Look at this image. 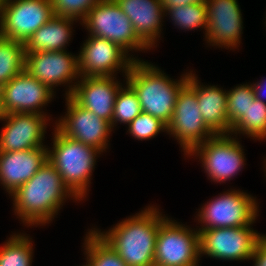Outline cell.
I'll list each match as a JSON object with an SVG mask.
<instances>
[{
    "instance_id": "6da1fadb",
    "label": "cell",
    "mask_w": 266,
    "mask_h": 266,
    "mask_svg": "<svg viewBox=\"0 0 266 266\" xmlns=\"http://www.w3.org/2000/svg\"><path fill=\"white\" fill-rule=\"evenodd\" d=\"M10 196L13 198L15 214L29 226L50 223L67 198L79 200L48 160L29 181L19 186Z\"/></svg>"
},
{
    "instance_id": "7a4b0ae2",
    "label": "cell",
    "mask_w": 266,
    "mask_h": 266,
    "mask_svg": "<svg viewBox=\"0 0 266 266\" xmlns=\"http://www.w3.org/2000/svg\"><path fill=\"white\" fill-rule=\"evenodd\" d=\"M166 218L157 207L148 206L106 232L96 228L94 230L119 254L127 266H154L156 237L160 224Z\"/></svg>"
},
{
    "instance_id": "3957f363",
    "label": "cell",
    "mask_w": 266,
    "mask_h": 266,
    "mask_svg": "<svg viewBox=\"0 0 266 266\" xmlns=\"http://www.w3.org/2000/svg\"><path fill=\"white\" fill-rule=\"evenodd\" d=\"M163 72L146 61L135 60L125 79L137 94L142 112L168 125L173 116L178 93L187 83L189 72L182 74L177 81L171 80Z\"/></svg>"
},
{
    "instance_id": "277c9868",
    "label": "cell",
    "mask_w": 266,
    "mask_h": 266,
    "mask_svg": "<svg viewBox=\"0 0 266 266\" xmlns=\"http://www.w3.org/2000/svg\"><path fill=\"white\" fill-rule=\"evenodd\" d=\"M54 129L52 150L48 148V161L59 172L68 189L81 201L87 195L96 157L101 151Z\"/></svg>"
},
{
    "instance_id": "5b68a950",
    "label": "cell",
    "mask_w": 266,
    "mask_h": 266,
    "mask_svg": "<svg viewBox=\"0 0 266 266\" xmlns=\"http://www.w3.org/2000/svg\"><path fill=\"white\" fill-rule=\"evenodd\" d=\"M81 23L89 35L107 39L127 53L150 49L138 37L130 19L115 0L97 1Z\"/></svg>"
},
{
    "instance_id": "8992f818",
    "label": "cell",
    "mask_w": 266,
    "mask_h": 266,
    "mask_svg": "<svg viewBox=\"0 0 266 266\" xmlns=\"http://www.w3.org/2000/svg\"><path fill=\"white\" fill-rule=\"evenodd\" d=\"M257 204L246 192L228 190L202 206L197 219L203 224L198 230L252 225L259 212Z\"/></svg>"
},
{
    "instance_id": "52a82bcc",
    "label": "cell",
    "mask_w": 266,
    "mask_h": 266,
    "mask_svg": "<svg viewBox=\"0 0 266 266\" xmlns=\"http://www.w3.org/2000/svg\"><path fill=\"white\" fill-rule=\"evenodd\" d=\"M166 218L156 237L154 266H199V231Z\"/></svg>"
},
{
    "instance_id": "ba28073f",
    "label": "cell",
    "mask_w": 266,
    "mask_h": 266,
    "mask_svg": "<svg viewBox=\"0 0 266 266\" xmlns=\"http://www.w3.org/2000/svg\"><path fill=\"white\" fill-rule=\"evenodd\" d=\"M239 142L230 134H216L197 145L188 156H199L211 181L225 183L245 165L244 151Z\"/></svg>"
},
{
    "instance_id": "9c48e42d",
    "label": "cell",
    "mask_w": 266,
    "mask_h": 266,
    "mask_svg": "<svg viewBox=\"0 0 266 266\" xmlns=\"http://www.w3.org/2000/svg\"><path fill=\"white\" fill-rule=\"evenodd\" d=\"M167 133L178 140L184 154L216 135L204 122L195 91L186 83L179 91Z\"/></svg>"
},
{
    "instance_id": "30bf717a",
    "label": "cell",
    "mask_w": 266,
    "mask_h": 266,
    "mask_svg": "<svg viewBox=\"0 0 266 266\" xmlns=\"http://www.w3.org/2000/svg\"><path fill=\"white\" fill-rule=\"evenodd\" d=\"M251 227L198 230L200 257L207 255L223 261L250 260L258 240L263 236Z\"/></svg>"
},
{
    "instance_id": "8fae6325",
    "label": "cell",
    "mask_w": 266,
    "mask_h": 266,
    "mask_svg": "<svg viewBox=\"0 0 266 266\" xmlns=\"http://www.w3.org/2000/svg\"><path fill=\"white\" fill-rule=\"evenodd\" d=\"M53 16L51 0H5L0 11V36L25 43Z\"/></svg>"
},
{
    "instance_id": "7c38bea8",
    "label": "cell",
    "mask_w": 266,
    "mask_h": 266,
    "mask_svg": "<svg viewBox=\"0 0 266 266\" xmlns=\"http://www.w3.org/2000/svg\"><path fill=\"white\" fill-rule=\"evenodd\" d=\"M117 44L100 37L88 36L78 55L79 74L81 77L115 76L117 71L128 74L136 57Z\"/></svg>"
},
{
    "instance_id": "4fadbf2b",
    "label": "cell",
    "mask_w": 266,
    "mask_h": 266,
    "mask_svg": "<svg viewBox=\"0 0 266 266\" xmlns=\"http://www.w3.org/2000/svg\"><path fill=\"white\" fill-rule=\"evenodd\" d=\"M67 113L55 127L65 136L92 146L101 152L108 147L111 124L80 106L71 96L65 97Z\"/></svg>"
},
{
    "instance_id": "5bb4252c",
    "label": "cell",
    "mask_w": 266,
    "mask_h": 266,
    "mask_svg": "<svg viewBox=\"0 0 266 266\" xmlns=\"http://www.w3.org/2000/svg\"><path fill=\"white\" fill-rule=\"evenodd\" d=\"M0 90L4 114L34 113L46 116L42 107L52 101L51 99L55 96L54 91L32 77L27 71L12 78Z\"/></svg>"
},
{
    "instance_id": "9a60e30c",
    "label": "cell",
    "mask_w": 266,
    "mask_h": 266,
    "mask_svg": "<svg viewBox=\"0 0 266 266\" xmlns=\"http://www.w3.org/2000/svg\"><path fill=\"white\" fill-rule=\"evenodd\" d=\"M25 71L45 84L51 91L64 83L79 81L78 56L65 51L25 52Z\"/></svg>"
},
{
    "instance_id": "2e32d148",
    "label": "cell",
    "mask_w": 266,
    "mask_h": 266,
    "mask_svg": "<svg viewBox=\"0 0 266 266\" xmlns=\"http://www.w3.org/2000/svg\"><path fill=\"white\" fill-rule=\"evenodd\" d=\"M207 43L218 47H231L233 50L240 45L243 20L237 0H206Z\"/></svg>"
},
{
    "instance_id": "e0dca14e",
    "label": "cell",
    "mask_w": 266,
    "mask_h": 266,
    "mask_svg": "<svg viewBox=\"0 0 266 266\" xmlns=\"http://www.w3.org/2000/svg\"><path fill=\"white\" fill-rule=\"evenodd\" d=\"M0 134V152H18L43 147L49 117L34 113L5 114Z\"/></svg>"
},
{
    "instance_id": "ac0fdd59",
    "label": "cell",
    "mask_w": 266,
    "mask_h": 266,
    "mask_svg": "<svg viewBox=\"0 0 266 266\" xmlns=\"http://www.w3.org/2000/svg\"><path fill=\"white\" fill-rule=\"evenodd\" d=\"M66 91L80 106L111 124L116 95L121 88L115 76L80 77Z\"/></svg>"
},
{
    "instance_id": "d6986e66",
    "label": "cell",
    "mask_w": 266,
    "mask_h": 266,
    "mask_svg": "<svg viewBox=\"0 0 266 266\" xmlns=\"http://www.w3.org/2000/svg\"><path fill=\"white\" fill-rule=\"evenodd\" d=\"M47 146L0 152V182L8 194L29 181L48 160Z\"/></svg>"
},
{
    "instance_id": "ffe728a7",
    "label": "cell",
    "mask_w": 266,
    "mask_h": 266,
    "mask_svg": "<svg viewBox=\"0 0 266 266\" xmlns=\"http://www.w3.org/2000/svg\"><path fill=\"white\" fill-rule=\"evenodd\" d=\"M130 19L138 37L151 49L160 38L165 11L161 0H115Z\"/></svg>"
},
{
    "instance_id": "44dd1931",
    "label": "cell",
    "mask_w": 266,
    "mask_h": 266,
    "mask_svg": "<svg viewBox=\"0 0 266 266\" xmlns=\"http://www.w3.org/2000/svg\"><path fill=\"white\" fill-rule=\"evenodd\" d=\"M187 84L195 91L197 102L205 124L215 134H230L231 125L227 116V91L217 86L201 85L192 72Z\"/></svg>"
},
{
    "instance_id": "7402d4cb",
    "label": "cell",
    "mask_w": 266,
    "mask_h": 266,
    "mask_svg": "<svg viewBox=\"0 0 266 266\" xmlns=\"http://www.w3.org/2000/svg\"><path fill=\"white\" fill-rule=\"evenodd\" d=\"M74 21L54 15L24 43L25 52L65 51L66 44L71 41Z\"/></svg>"
},
{
    "instance_id": "603a6c76",
    "label": "cell",
    "mask_w": 266,
    "mask_h": 266,
    "mask_svg": "<svg viewBox=\"0 0 266 266\" xmlns=\"http://www.w3.org/2000/svg\"><path fill=\"white\" fill-rule=\"evenodd\" d=\"M24 43L0 36V88L25 71Z\"/></svg>"
},
{
    "instance_id": "cb8c5ba5",
    "label": "cell",
    "mask_w": 266,
    "mask_h": 266,
    "mask_svg": "<svg viewBox=\"0 0 266 266\" xmlns=\"http://www.w3.org/2000/svg\"><path fill=\"white\" fill-rule=\"evenodd\" d=\"M231 135L245 134L262 140L266 138V103L256 99L250 102L246 113L231 127Z\"/></svg>"
},
{
    "instance_id": "d4e9b609",
    "label": "cell",
    "mask_w": 266,
    "mask_h": 266,
    "mask_svg": "<svg viewBox=\"0 0 266 266\" xmlns=\"http://www.w3.org/2000/svg\"><path fill=\"white\" fill-rule=\"evenodd\" d=\"M30 239L25 234H12L0 247V266H31L33 244Z\"/></svg>"
},
{
    "instance_id": "484cf974",
    "label": "cell",
    "mask_w": 266,
    "mask_h": 266,
    "mask_svg": "<svg viewBox=\"0 0 266 266\" xmlns=\"http://www.w3.org/2000/svg\"><path fill=\"white\" fill-rule=\"evenodd\" d=\"M86 259L92 266H127L119 254L95 231L86 234L84 242Z\"/></svg>"
},
{
    "instance_id": "4316f807",
    "label": "cell",
    "mask_w": 266,
    "mask_h": 266,
    "mask_svg": "<svg viewBox=\"0 0 266 266\" xmlns=\"http://www.w3.org/2000/svg\"><path fill=\"white\" fill-rule=\"evenodd\" d=\"M141 112L142 108L137 94L126 82V86L124 88L121 86L115 98L111 128L113 129L114 126H117L116 123L118 122L128 125Z\"/></svg>"
},
{
    "instance_id": "83f0119b",
    "label": "cell",
    "mask_w": 266,
    "mask_h": 266,
    "mask_svg": "<svg viewBox=\"0 0 266 266\" xmlns=\"http://www.w3.org/2000/svg\"><path fill=\"white\" fill-rule=\"evenodd\" d=\"M166 15L171 16V20L180 29L192 30L204 28L207 29V13L205 3L190 4L169 8L165 11Z\"/></svg>"
},
{
    "instance_id": "f1b7e54d",
    "label": "cell",
    "mask_w": 266,
    "mask_h": 266,
    "mask_svg": "<svg viewBox=\"0 0 266 266\" xmlns=\"http://www.w3.org/2000/svg\"><path fill=\"white\" fill-rule=\"evenodd\" d=\"M254 100L251 84H241L227 91V116L231 127L246 113L250 102Z\"/></svg>"
},
{
    "instance_id": "f546056e",
    "label": "cell",
    "mask_w": 266,
    "mask_h": 266,
    "mask_svg": "<svg viewBox=\"0 0 266 266\" xmlns=\"http://www.w3.org/2000/svg\"><path fill=\"white\" fill-rule=\"evenodd\" d=\"M167 132V125L154 116L141 112L128 124V131L132 137L138 140L151 139L157 134Z\"/></svg>"
},
{
    "instance_id": "4dcf8cb0",
    "label": "cell",
    "mask_w": 266,
    "mask_h": 266,
    "mask_svg": "<svg viewBox=\"0 0 266 266\" xmlns=\"http://www.w3.org/2000/svg\"><path fill=\"white\" fill-rule=\"evenodd\" d=\"M96 2V0H51L54 15L81 20L80 23Z\"/></svg>"
},
{
    "instance_id": "1f68e13d",
    "label": "cell",
    "mask_w": 266,
    "mask_h": 266,
    "mask_svg": "<svg viewBox=\"0 0 266 266\" xmlns=\"http://www.w3.org/2000/svg\"><path fill=\"white\" fill-rule=\"evenodd\" d=\"M254 266H266V235H263L256 245L255 251L250 258Z\"/></svg>"
},
{
    "instance_id": "d6a6232c",
    "label": "cell",
    "mask_w": 266,
    "mask_h": 266,
    "mask_svg": "<svg viewBox=\"0 0 266 266\" xmlns=\"http://www.w3.org/2000/svg\"><path fill=\"white\" fill-rule=\"evenodd\" d=\"M206 0H161L164 11L169 8L185 6L190 4L205 3Z\"/></svg>"
},
{
    "instance_id": "836d02e7",
    "label": "cell",
    "mask_w": 266,
    "mask_h": 266,
    "mask_svg": "<svg viewBox=\"0 0 266 266\" xmlns=\"http://www.w3.org/2000/svg\"><path fill=\"white\" fill-rule=\"evenodd\" d=\"M266 81L263 82V80L260 82H256V83H253L251 84L252 87H253V93H254V97L258 100H260L261 102H265L264 98H263V95H264V91H265V88H266Z\"/></svg>"
},
{
    "instance_id": "e575fe53",
    "label": "cell",
    "mask_w": 266,
    "mask_h": 266,
    "mask_svg": "<svg viewBox=\"0 0 266 266\" xmlns=\"http://www.w3.org/2000/svg\"><path fill=\"white\" fill-rule=\"evenodd\" d=\"M4 111L2 109V100H1V90H0V120L3 118L4 116Z\"/></svg>"
},
{
    "instance_id": "d590c367",
    "label": "cell",
    "mask_w": 266,
    "mask_h": 266,
    "mask_svg": "<svg viewBox=\"0 0 266 266\" xmlns=\"http://www.w3.org/2000/svg\"><path fill=\"white\" fill-rule=\"evenodd\" d=\"M5 0H0V11H1V7L3 6Z\"/></svg>"
},
{
    "instance_id": "8d00e7d4",
    "label": "cell",
    "mask_w": 266,
    "mask_h": 266,
    "mask_svg": "<svg viewBox=\"0 0 266 266\" xmlns=\"http://www.w3.org/2000/svg\"><path fill=\"white\" fill-rule=\"evenodd\" d=\"M86 261H87L86 265H83V266H92V264L88 260H86Z\"/></svg>"
}]
</instances>
